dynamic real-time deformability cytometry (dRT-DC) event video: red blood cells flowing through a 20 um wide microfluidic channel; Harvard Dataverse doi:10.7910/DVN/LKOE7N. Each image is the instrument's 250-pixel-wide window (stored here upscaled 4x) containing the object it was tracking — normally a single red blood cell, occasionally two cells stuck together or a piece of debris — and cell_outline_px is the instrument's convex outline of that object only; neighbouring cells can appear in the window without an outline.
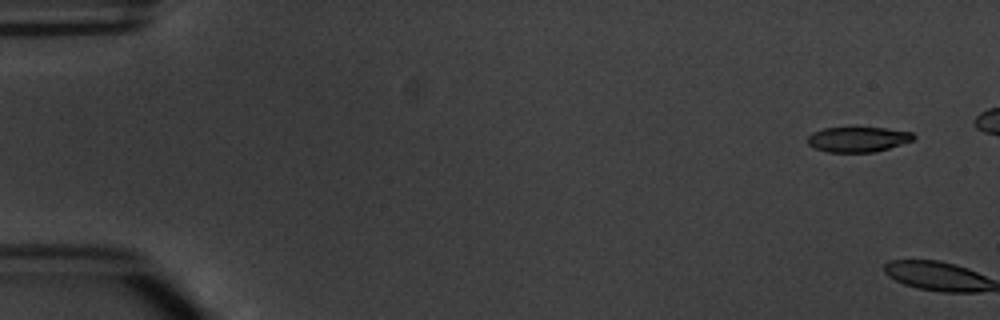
{"species": "common noctule bat (a hibernating species)", "species_latin": "Nyctalus noctula", "temperature_condition": "warm", "stored_images_in_passage": 6, "camera_frame_rate_fps": 3000, "um_per_image_px": 0.085, "animal": {"sex": "male", "body_mass_g": 20.1, "forearm_length_mm": 53.5}, "frame": {"image": 1, "passage_image": 1, "time_ms": 0.0, "image_size_px": [1000, 320], "cell_outline_px": [[916, 136], [912, 140], [876, 152], [828, 152], [816, 148], [808, 144], [808, 136], [812, 132], [824, 128], [856, 124], [912, 132]], "centroid_in_image_um": [72.9, 11.79], "position_along_channel_um": 12.1, "area_um2": 16.18}}